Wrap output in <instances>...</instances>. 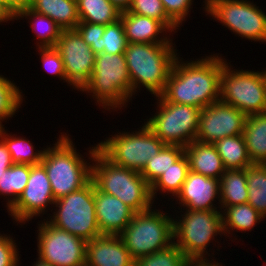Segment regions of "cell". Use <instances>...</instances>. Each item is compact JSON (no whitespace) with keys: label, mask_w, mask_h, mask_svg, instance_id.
Segmentation results:
<instances>
[{"label":"cell","mask_w":266,"mask_h":266,"mask_svg":"<svg viewBox=\"0 0 266 266\" xmlns=\"http://www.w3.org/2000/svg\"><path fill=\"white\" fill-rule=\"evenodd\" d=\"M80 22L109 25L120 19L121 10L109 0H77Z\"/></svg>","instance_id":"28"},{"label":"cell","mask_w":266,"mask_h":266,"mask_svg":"<svg viewBox=\"0 0 266 266\" xmlns=\"http://www.w3.org/2000/svg\"><path fill=\"white\" fill-rule=\"evenodd\" d=\"M213 144L222 158L226 170L245 169L253 164L248 155L243 134L228 136Z\"/></svg>","instance_id":"26"},{"label":"cell","mask_w":266,"mask_h":266,"mask_svg":"<svg viewBox=\"0 0 266 266\" xmlns=\"http://www.w3.org/2000/svg\"><path fill=\"white\" fill-rule=\"evenodd\" d=\"M157 98L159 111L145 122L146 125L165 145L186 147L195 140L201 109L167 102L161 95Z\"/></svg>","instance_id":"11"},{"label":"cell","mask_w":266,"mask_h":266,"mask_svg":"<svg viewBox=\"0 0 266 266\" xmlns=\"http://www.w3.org/2000/svg\"><path fill=\"white\" fill-rule=\"evenodd\" d=\"M127 11L157 19L171 32L178 29V26L167 16L161 0H132Z\"/></svg>","instance_id":"37"},{"label":"cell","mask_w":266,"mask_h":266,"mask_svg":"<svg viewBox=\"0 0 266 266\" xmlns=\"http://www.w3.org/2000/svg\"><path fill=\"white\" fill-rule=\"evenodd\" d=\"M30 164L14 163L0 176V195L9 197V209L20 197L30 176ZM13 197V198H12Z\"/></svg>","instance_id":"30"},{"label":"cell","mask_w":266,"mask_h":266,"mask_svg":"<svg viewBox=\"0 0 266 266\" xmlns=\"http://www.w3.org/2000/svg\"><path fill=\"white\" fill-rule=\"evenodd\" d=\"M55 48L63 60L68 84L81 90L91 78L96 54L76 29L62 30Z\"/></svg>","instance_id":"14"},{"label":"cell","mask_w":266,"mask_h":266,"mask_svg":"<svg viewBox=\"0 0 266 266\" xmlns=\"http://www.w3.org/2000/svg\"><path fill=\"white\" fill-rule=\"evenodd\" d=\"M183 154L184 147L165 145L155 157L148 160L140 174L151 186L157 178L168 170Z\"/></svg>","instance_id":"32"},{"label":"cell","mask_w":266,"mask_h":266,"mask_svg":"<svg viewBox=\"0 0 266 266\" xmlns=\"http://www.w3.org/2000/svg\"><path fill=\"white\" fill-rule=\"evenodd\" d=\"M44 222V223H43ZM37 230L38 258L53 266H80L86 261L87 241L43 221Z\"/></svg>","instance_id":"13"},{"label":"cell","mask_w":266,"mask_h":266,"mask_svg":"<svg viewBox=\"0 0 266 266\" xmlns=\"http://www.w3.org/2000/svg\"><path fill=\"white\" fill-rule=\"evenodd\" d=\"M53 145L45 149L41 164L46 170L56 201L87 185L92 180V165L78 154L66 133L61 134Z\"/></svg>","instance_id":"4"},{"label":"cell","mask_w":266,"mask_h":266,"mask_svg":"<svg viewBox=\"0 0 266 266\" xmlns=\"http://www.w3.org/2000/svg\"><path fill=\"white\" fill-rule=\"evenodd\" d=\"M188 261L186 255L173 242L167 248L138 258L134 266H188Z\"/></svg>","instance_id":"34"},{"label":"cell","mask_w":266,"mask_h":266,"mask_svg":"<svg viewBox=\"0 0 266 266\" xmlns=\"http://www.w3.org/2000/svg\"><path fill=\"white\" fill-rule=\"evenodd\" d=\"M212 260L204 259H191L188 261V266H222L220 263Z\"/></svg>","instance_id":"44"},{"label":"cell","mask_w":266,"mask_h":266,"mask_svg":"<svg viewBox=\"0 0 266 266\" xmlns=\"http://www.w3.org/2000/svg\"><path fill=\"white\" fill-rule=\"evenodd\" d=\"M75 29L79 32L83 41L90 46L91 50L96 55L99 54V41L105 32V25L79 22Z\"/></svg>","instance_id":"39"},{"label":"cell","mask_w":266,"mask_h":266,"mask_svg":"<svg viewBox=\"0 0 266 266\" xmlns=\"http://www.w3.org/2000/svg\"><path fill=\"white\" fill-rule=\"evenodd\" d=\"M23 2L36 13L50 17L63 30L75 29L80 22L77 0H24Z\"/></svg>","instance_id":"22"},{"label":"cell","mask_w":266,"mask_h":266,"mask_svg":"<svg viewBox=\"0 0 266 266\" xmlns=\"http://www.w3.org/2000/svg\"><path fill=\"white\" fill-rule=\"evenodd\" d=\"M40 51V58L42 60L43 68L50 73L59 77L60 80L66 79V73L64 69V63L60 56V53L55 47L37 48Z\"/></svg>","instance_id":"38"},{"label":"cell","mask_w":266,"mask_h":266,"mask_svg":"<svg viewBox=\"0 0 266 266\" xmlns=\"http://www.w3.org/2000/svg\"><path fill=\"white\" fill-rule=\"evenodd\" d=\"M14 18L0 5V24L2 22L12 21Z\"/></svg>","instance_id":"46"},{"label":"cell","mask_w":266,"mask_h":266,"mask_svg":"<svg viewBox=\"0 0 266 266\" xmlns=\"http://www.w3.org/2000/svg\"><path fill=\"white\" fill-rule=\"evenodd\" d=\"M80 91L92 93L96 103L104 109L114 110L125 107L132 98L131 80L125 55H111L104 52L97 54L91 78Z\"/></svg>","instance_id":"5"},{"label":"cell","mask_w":266,"mask_h":266,"mask_svg":"<svg viewBox=\"0 0 266 266\" xmlns=\"http://www.w3.org/2000/svg\"><path fill=\"white\" fill-rule=\"evenodd\" d=\"M80 266H89V265L85 262V263H83V264L80 265Z\"/></svg>","instance_id":"50"},{"label":"cell","mask_w":266,"mask_h":266,"mask_svg":"<svg viewBox=\"0 0 266 266\" xmlns=\"http://www.w3.org/2000/svg\"><path fill=\"white\" fill-rule=\"evenodd\" d=\"M22 0H0V5L15 19Z\"/></svg>","instance_id":"43"},{"label":"cell","mask_w":266,"mask_h":266,"mask_svg":"<svg viewBox=\"0 0 266 266\" xmlns=\"http://www.w3.org/2000/svg\"><path fill=\"white\" fill-rule=\"evenodd\" d=\"M263 74H264V78H265V81H266V70L264 69V71H262Z\"/></svg>","instance_id":"49"},{"label":"cell","mask_w":266,"mask_h":266,"mask_svg":"<svg viewBox=\"0 0 266 266\" xmlns=\"http://www.w3.org/2000/svg\"><path fill=\"white\" fill-rule=\"evenodd\" d=\"M91 148L89 159L95 163L92 165V181L99 191L117 197L135 213L154 206L150 185L139 172L113 164L98 150V145Z\"/></svg>","instance_id":"2"},{"label":"cell","mask_w":266,"mask_h":266,"mask_svg":"<svg viewBox=\"0 0 266 266\" xmlns=\"http://www.w3.org/2000/svg\"><path fill=\"white\" fill-rule=\"evenodd\" d=\"M127 44L124 27L119 19L115 23L105 25V32L99 41V54H124Z\"/></svg>","instance_id":"36"},{"label":"cell","mask_w":266,"mask_h":266,"mask_svg":"<svg viewBox=\"0 0 266 266\" xmlns=\"http://www.w3.org/2000/svg\"><path fill=\"white\" fill-rule=\"evenodd\" d=\"M20 17H25V19L27 18L29 20L32 19L31 21H29L30 23H32L30 28H32V31H35L34 33H36V38H38V40L40 41L37 43L38 48L56 46V43L63 29L50 17L36 13L35 11L31 10L24 2L21 3L18 14L15 18L17 20Z\"/></svg>","instance_id":"25"},{"label":"cell","mask_w":266,"mask_h":266,"mask_svg":"<svg viewBox=\"0 0 266 266\" xmlns=\"http://www.w3.org/2000/svg\"><path fill=\"white\" fill-rule=\"evenodd\" d=\"M162 212L150 208L135 213L127 227L119 234L135 261L167 248L174 242V219Z\"/></svg>","instance_id":"6"},{"label":"cell","mask_w":266,"mask_h":266,"mask_svg":"<svg viewBox=\"0 0 266 266\" xmlns=\"http://www.w3.org/2000/svg\"><path fill=\"white\" fill-rule=\"evenodd\" d=\"M20 89L11 80L0 75V121L13 117L21 107L23 96Z\"/></svg>","instance_id":"35"},{"label":"cell","mask_w":266,"mask_h":266,"mask_svg":"<svg viewBox=\"0 0 266 266\" xmlns=\"http://www.w3.org/2000/svg\"><path fill=\"white\" fill-rule=\"evenodd\" d=\"M54 203L50 180L44 166L40 163L31 165L25 189L7 211L16 222L25 224L35 216H40L42 213L44 215L48 204Z\"/></svg>","instance_id":"16"},{"label":"cell","mask_w":266,"mask_h":266,"mask_svg":"<svg viewBox=\"0 0 266 266\" xmlns=\"http://www.w3.org/2000/svg\"><path fill=\"white\" fill-rule=\"evenodd\" d=\"M178 198V199H177ZM220 199V179L189 171L180 192L179 205L189 210H218L213 204Z\"/></svg>","instance_id":"17"},{"label":"cell","mask_w":266,"mask_h":266,"mask_svg":"<svg viewBox=\"0 0 266 266\" xmlns=\"http://www.w3.org/2000/svg\"><path fill=\"white\" fill-rule=\"evenodd\" d=\"M225 208V209H224ZM222 212L224 235L231 231H251L255 225L263 221L264 217L249 203L219 208Z\"/></svg>","instance_id":"27"},{"label":"cell","mask_w":266,"mask_h":266,"mask_svg":"<svg viewBox=\"0 0 266 266\" xmlns=\"http://www.w3.org/2000/svg\"><path fill=\"white\" fill-rule=\"evenodd\" d=\"M189 171V161L184 153L150 186L152 200L156 198L155 194L157 195V192L160 190L163 193L169 192L176 197V195L180 192Z\"/></svg>","instance_id":"29"},{"label":"cell","mask_w":266,"mask_h":266,"mask_svg":"<svg viewBox=\"0 0 266 266\" xmlns=\"http://www.w3.org/2000/svg\"><path fill=\"white\" fill-rule=\"evenodd\" d=\"M180 217L173 221L174 243L189 260L207 258V245L224 235L221 211L186 209Z\"/></svg>","instance_id":"9"},{"label":"cell","mask_w":266,"mask_h":266,"mask_svg":"<svg viewBox=\"0 0 266 266\" xmlns=\"http://www.w3.org/2000/svg\"><path fill=\"white\" fill-rule=\"evenodd\" d=\"M137 132H119L98 143V150L113 164L141 173L148 160L165 144L144 123Z\"/></svg>","instance_id":"8"},{"label":"cell","mask_w":266,"mask_h":266,"mask_svg":"<svg viewBox=\"0 0 266 266\" xmlns=\"http://www.w3.org/2000/svg\"><path fill=\"white\" fill-rule=\"evenodd\" d=\"M243 136L252 163L266 164V112L246 117Z\"/></svg>","instance_id":"23"},{"label":"cell","mask_w":266,"mask_h":266,"mask_svg":"<svg viewBox=\"0 0 266 266\" xmlns=\"http://www.w3.org/2000/svg\"><path fill=\"white\" fill-rule=\"evenodd\" d=\"M57 208L47 222L77 237L90 241L101 236L95 213L94 182L55 201Z\"/></svg>","instance_id":"7"},{"label":"cell","mask_w":266,"mask_h":266,"mask_svg":"<svg viewBox=\"0 0 266 266\" xmlns=\"http://www.w3.org/2000/svg\"><path fill=\"white\" fill-rule=\"evenodd\" d=\"M5 128L0 133V138L5 142L8 151L10 152L13 163L37 165L42 161L45 149L34 152V146L29 140L14 135H8Z\"/></svg>","instance_id":"33"},{"label":"cell","mask_w":266,"mask_h":266,"mask_svg":"<svg viewBox=\"0 0 266 266\" xmlns=\"http://www.w3.org/2000/svg\"><path fill=\"white\" fill-rule=\"evenodd\" d=\"M204 11L235 35L266 42V15L247 0H205Z\"/></svg>","instance_id":"12"},{"label":"cell","mask_w":266,"mask_h":266,"mask_svg":"<svg viewBox=\"0 0 266 266\" xmlns=\"http://www.w3.org/2000/svg\"><path fill=\"white\" fill-rule=\"evenodd\" d=\"M226 59L220 77V101L246 116L266 112V81L261 71L232 70Z\"/></svg>","instance_id":"10"},{"label":"cell","mask_w":266,"mask_h":266,"mask_svg":"<svg viewBox=\"0 0 266 266\" xmlns=\"http://www.w3.org/2000/svg\"><path fill=\"white\" fill-rule=\"evenodd\" d=\"M174 61L161 96L175 104L203 109L220 100V77L224 59L218 55L181 62ZM181 62V63H180Z\"/></svg>","instance_id":"1"},{"label":"cell","mask_w":266,"mask_h":266,"mask_svg":"<svg viewBox=\"0 0 266 266\" xmlns=\"http://www.w3.org/2000/svg\"><path fill=\"white\" fill-rule=\"evenodd\" d=\"M109 1L113 3L121 11H126L132 2V0H109Z\"/></svg>","instance_id":"45"},{"label":"cell","mask_w":266,"mask_h":266,"mask_svg":"<svg viewBox=\"0 0 266 266\" xmlns=\"http://www.w3.org/2000/svg\"><path fill=\"white\" fill-rule=\"evenodd\" d=\"M33 266H53L49 263H45L43 261H41L39 258L38 260H36V262H34V264H32Z\"/></svg>","instance_id":"47"},{"label":"cell","mask_w":266,"mask_h":266,"mask_svg":"<svg viewBox=\"0 0 266 266\" xmlns=\"http://www.w3.org/2000/svg\"><path fill=\"white\" fill-rule=\"evenodd\" d=\"M221 207L248 203V190L245 169L225 170L220 178Z\"/></svg>","instance_id":"24"},{"label":"cell","mask_w":266,"mask_h":266,"mask_svg":"<svg viewBox=\"0 0 266 266\" xmlns=\"http://www.w3.org/2000/svg\"><path fill=\"white\" fill-rule=\"evenodd\" d=\"M13 164L10 152L8 151L5 142L0 138V176Z\"/></svg>","instance_id":"42"},{"label":"cell","mask_w":266,"mask_h":266,"mask_svg":"<svg viewBox=\"0 0 266 266\" xmlns=\"http://www.w3.org/2000/svg\"><path fill=\"white\" fill-rule=\"evenodd\" d=\"M184 153L188 158L190 171L194 173L220 179L226 170L212 143L194 140L184 147Z\"/></svg>","instance_id":"21"},{"label":"cell","mask_w":266,"mask_h":266,"mask_svg":"<svg viewBox=\"0 0 266 266\" xmlns=\"http://www.w3.org/2000/svg\"><path fill=\"white\" fill-rule=\"evenodd\" d=\"M85 262L89 266H134L135 264L119 235H101L87 241Z\"/></svg>","instance_id":"19"},{"label":"cell","mask_w":266,"mask_h":266,"mask_svg":"<svg viewBox=\"0 0 266 266\" xmlns=\"http://www.w3.org/2000/svg\"><path fill=\"white\" fill-rule=\"evenodd\" d=\"M4 125L2 124V122L0 121V133H1V131L3 130V127Z\"/></svg>","instance_id":"48"},{"label":"cell","mask_w":266,"mask_h":266,"mask_svg":"<svg viewBox=\"0 0 266 266\" xmlns=\"http://www.w3.org/2000/svg\"><path fill=\"white\" fill-rule=\"evenodd\" d=\"M248 203L266 217V164L253 163L245 168Z\"/></svg>","instance_id":"31"},{"label":"cell","mask_w":266,"mask_h":266,"mask_svg":"<svg viewBox=\"0 0 266 266\" xmlns=\"http://www.w3.org/2000/svg\"><path fill=\"white\" fill-rule=\"evenodd\" d=\"M246 115L232 105L217 101L201 109L195 140L203 143L243 134Z\"/></svg>","instance_id":"15"},{"label":"cell","mask_w":266,"mask_h":266,"mask_svg":"<svg viewBox=\"0 0 266 266\" xmlns=\"http://www.w3.org/2000/svg\"><path fill=\"white\" fill-rule=\"evenodd\" d=\"M173 44L128 43L124 55L130 75L132 95L140 85L160 96L176 60ZM134 93V94H133Z\"/></svg>","instance_id":"3"},{"label":"cell","mask_w":266,"mask_h":266,"mask_svg":"<svg viewBox=\"0 0 266 266\" xmlns=\"http://www.w3.org/2000/svg\"><path fill=\"white\" fill-rule=\"evenodd\" d=\"M167 16L178 26L182 25L193 4L192 0H161Z\"/></svg>","instance_id":"40"},{"label":"cell","mask_w":266,"mask_h":266,"mask_svg":"<svg viewBox=\"0 0 266 266\" xmlns=\"http://www.w3.org/2000/svg\"><path fill=\"white\" fill-rule=\"evenodd\" d=\"M120 19L128 43L173 44V39L171 40L169 36L164 35L161 38L158 36L164 31L165 33L171 31L157 19L130 13L127 10L121 12Z\"/></svg>","instance_id":"20"},{"label":"cell","mask_w":266,"mask_h":266,"mask_svg":"<svg viewBox=\"0 0 266 266\" xmlns=\"http://www.w3.org/2000/svg\"><path fill=\"white\" fill-rule=\"evenodd\" d=\"M19 253L12 237L4 236L0 239V266H18Z\"/></svg>","instance_id":"41"},{"label":"cell","mask_w":266,"mask_h":266,"mask_svg":"<svg viewBox=\"0 0 266 266\" xmlns=\"http://www.w3.org/2000/svg\"><path fill=\"white\" fill-rule=\"evenodd\" d=\"M95 213L101 235H119L135 212L113 195L99 191L94 184Z\"/></svg>","instance_id":"18"}]
</instances>
